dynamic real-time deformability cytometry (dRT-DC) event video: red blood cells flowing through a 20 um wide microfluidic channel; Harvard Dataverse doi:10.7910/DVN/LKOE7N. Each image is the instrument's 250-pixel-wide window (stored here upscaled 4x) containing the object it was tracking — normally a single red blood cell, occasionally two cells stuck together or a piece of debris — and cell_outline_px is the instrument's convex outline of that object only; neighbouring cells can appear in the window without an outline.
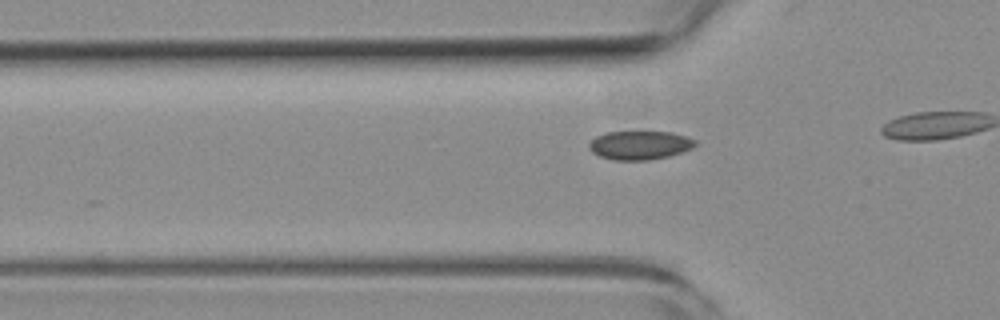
{"species": "common noctule bat (a hibernating species)", "species_latin": "Nyctalus noctula", "temperature_condition": "room temperature", "stored_images_in_passage": 9, "camera_frame_rate_fps": 3000, "um_per_image_px": 0.085, "animal": {"sex": "female", "body_mass_g": 19.3, "forearm_length_mm": 54.1}, "frame": {"image": 1, "passage_image": 6, "time_ms": 1.667, "image_size_px": [1000, 320], "cell_outline_px": [[696, 144], [692, 148], [668, 156], [648, 160], [612, 160], [600, 156], [592, 152], [588, 148], [588, 144], [596, 136], [608, 132], [672, 132], [696, 140]], "centroid_in_image_um": [54.35, 12.34], "position_along_channel_um": 71.4, "area_um2": 17.63}}